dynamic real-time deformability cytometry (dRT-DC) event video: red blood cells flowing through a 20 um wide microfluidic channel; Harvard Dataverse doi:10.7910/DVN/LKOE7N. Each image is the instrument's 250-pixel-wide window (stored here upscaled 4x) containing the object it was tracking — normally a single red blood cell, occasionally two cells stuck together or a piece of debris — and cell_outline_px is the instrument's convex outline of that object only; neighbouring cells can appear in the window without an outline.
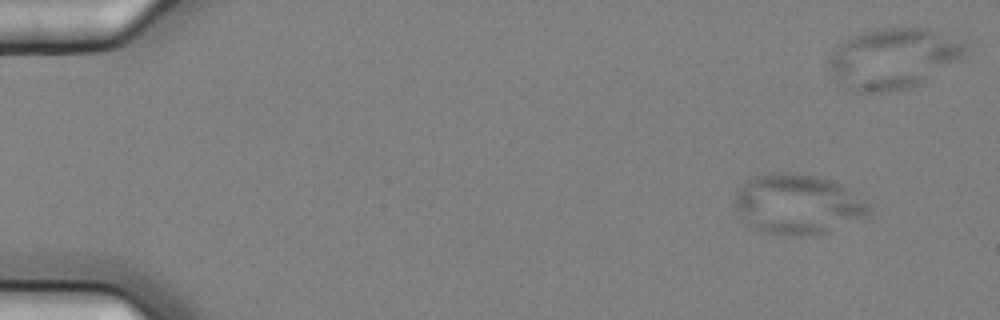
{"species": "common noctule bat (a hibernating species)", "species_latin": "Nyctalus noctula", "temperature_condition": "cold", "stored_images_in_passage": 11, "camera_frame_rate_fps": 3000, "um_per_image_px": 0.085, "animal": {"sex": "female", "body_mass_g": 25.1}, "frame": {"image": 1, "passage_image": 1, "time_ms": 0.0, "image_size_px": [1000, 320], "cell_outline_px": [[872, 212], [864, 216], [816, 236], [784, 236], [764, 232], [748, 224], [736, 208], [736, 192], [748, 180], [756, 176], [816, 176], [832, 180], [840, 184], [868, 204], [872, 208]], "centroid_in_image_um": [67.82, 17.43], "position_along_channel_um": 17.2, "area_um2": 45.2}}